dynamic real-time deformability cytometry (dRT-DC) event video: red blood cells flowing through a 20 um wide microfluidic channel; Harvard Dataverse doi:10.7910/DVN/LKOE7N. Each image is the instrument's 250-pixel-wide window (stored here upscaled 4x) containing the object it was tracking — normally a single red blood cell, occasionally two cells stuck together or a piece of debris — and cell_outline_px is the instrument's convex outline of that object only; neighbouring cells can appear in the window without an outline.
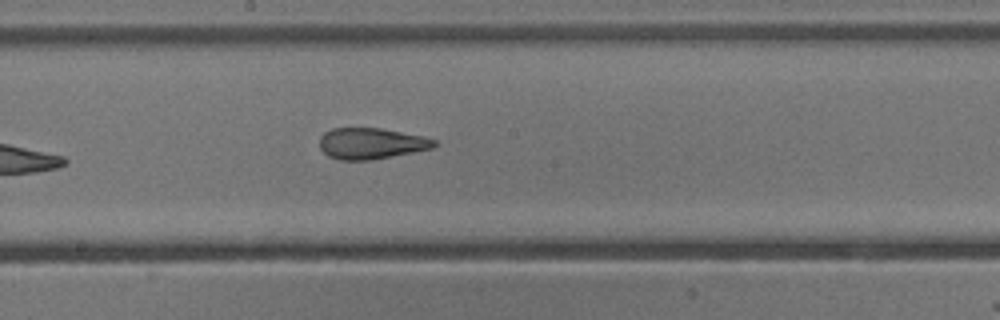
{"species": "common noctule bat (a hibernating species)", "species_latin": "Nyctalus noctula", "temperature_condition": "cold", "stored_images_in_passage": 8, "camera_frame_rate_fps": 3000, "um_per_image_px": 0.085, "animal": {"sex": "male", "body_mass_g": 13.3}, "frame": {"image": 1, "passage_image": 8, "time_ms": 2.333, "image_size_px": [1000, 320], "cell_outline_px": [[436, 144], [432, 148], [372, 160], [340, 160], [328, 156], [320, 148], [320, 136], [324, 132], [332, 128], [380, 128], [424, 136], [436, 140]], "centroid_in_image_um": [31.53, 12.19], "position_along_channel_um": 216.7, "area_um2": 20.75}}